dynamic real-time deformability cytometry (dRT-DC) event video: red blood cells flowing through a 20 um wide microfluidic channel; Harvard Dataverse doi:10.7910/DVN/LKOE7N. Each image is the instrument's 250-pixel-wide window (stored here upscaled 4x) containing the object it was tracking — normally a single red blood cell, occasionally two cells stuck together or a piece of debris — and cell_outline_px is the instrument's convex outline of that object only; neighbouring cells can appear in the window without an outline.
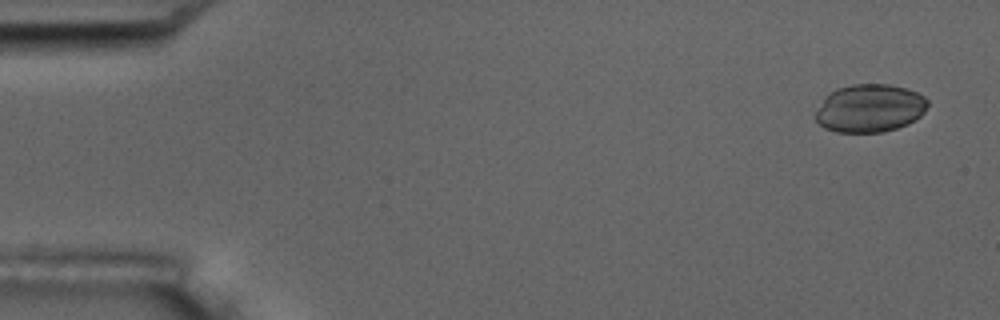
{"species": "common noctule bat (a hibernating species)", "species_latin": "Nyctalus noctula", "temperature_condition": "room temperature", "stored_images_in_passage": 4, "camera_frame_rate_fps": 3000, "um_per_image_px": 0.085, "animal": {"sex": "male", "body_mass_g": 17.5, "forearm_length_mm": 52.3}, "frame": {"image": 1, "passage_image": 1, "time_ms": 0.0, "image_size_px": [1000, 320], "cell_outline_px": [[928, 104], [924, 112], [920, 116], [908, 124], [884, 132], [836, 132], [824, 128], [816, 120], [816, 112], [824, 96], [836, 88], [852, 84], [888, 84], [904, 88], [916, 92], [924, 96], [928, 100]], "centroid_in_image_um": [73.92, 9.2], "position_along_channel_um": 11.1, "area_um2": 31.44}}